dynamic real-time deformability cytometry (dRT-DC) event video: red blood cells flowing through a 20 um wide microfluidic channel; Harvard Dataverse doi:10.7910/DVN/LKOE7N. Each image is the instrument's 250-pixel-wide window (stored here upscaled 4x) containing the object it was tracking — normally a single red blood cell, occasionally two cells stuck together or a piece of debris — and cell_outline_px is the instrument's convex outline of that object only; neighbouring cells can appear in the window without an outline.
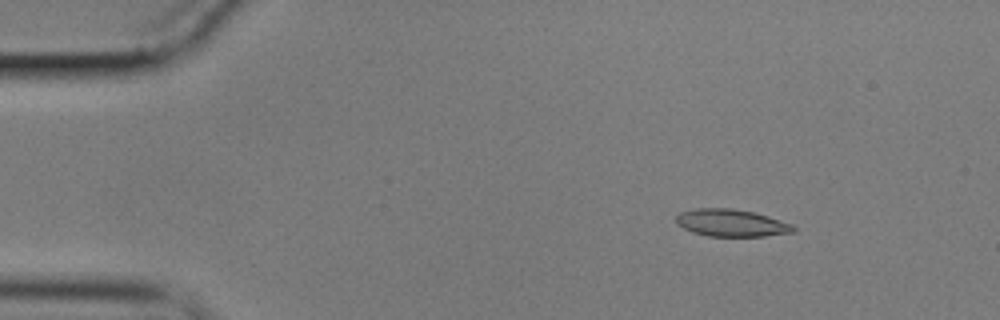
{"species": "common noctule bat (a hibernating species)", "species_latin": "Nyctalus noctula", "temperature_condition": "cold", "stored_images_in_passage": 51, "camera_frame_rate_fps": 3000, "um_per_image_px": 0.085, "animal": {"sex": "male", "body_mass_g": 17.9}, "frame": {"image": 1, "passage_image": 1, "time_ms": 0.0, "image_size_px": [1000, 320], "cell_outline_px": [[796, 232], [764, 236], [708, 236], [692, 232], [676, 224], [676, 216], [680, 212], [696, 208], [728, 208], [752, 212], [768, 216], [792, 224], [796, 228]], "centroid_in_image_um": [62.16, 18.95], "position_along_channel_um": 22.8, "area_um2": 18.61}}
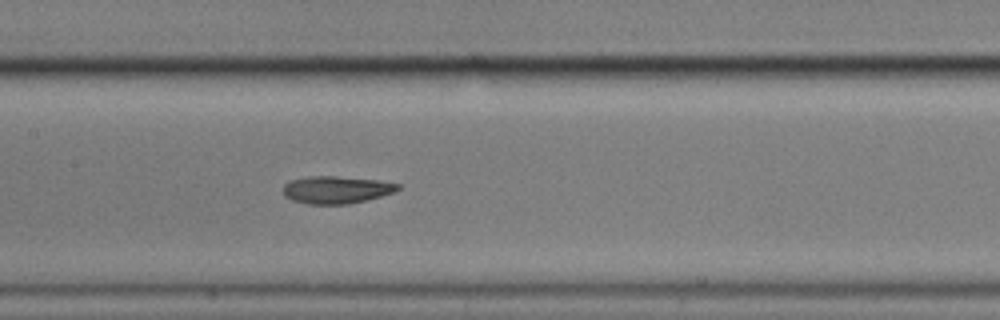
{"frame": {"image": 2, "passage_image": 21, "time_ms": 6.667, "image_size_px": [1000, 320], "cell_outline_px": [[400, 188], [392, 192], [380, 196], [348, 204], [308, 204], [292, 200], [284, 196], [284, 184], [292, 180], [308, 176], [336, 176], [380, 180], [400, 184]], "centroid_in_image_um": [28.57, 16.12], "position_along_channel_um": 178.8, "area_um2": 18.21}}
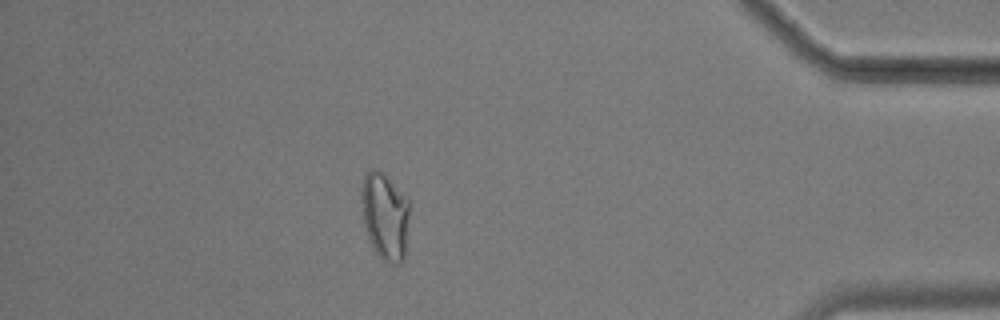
{"frame": {"image": 3, "passage_image": 44, "time_ms": 14.333, "image_size_px": [1000, 320], "cell_outline_px": [[408, 216], [404, 260], [400, 264], [384, 264], [380, 260], [372, 248], [364, 224], [364, 176], [372, 168], [376, 168], [384, 172], [408, 200]], "centroid_in_image_um": [32.75, 18.45], "position_along_channel_um": 402.4, "area_um2": 23.99}, "authors_computed_cell_mechanics": {"area_um2": 18.9584, "velocity_mm_per_s": 3.4531, "shape_relaxation_time_tau1_ms": 5.0997, "shape_relaxation_time_tau2_ms": 3.8839, "deformation_change_tau1": 0.1581, "deformation_change_tau2": 0.1165}}